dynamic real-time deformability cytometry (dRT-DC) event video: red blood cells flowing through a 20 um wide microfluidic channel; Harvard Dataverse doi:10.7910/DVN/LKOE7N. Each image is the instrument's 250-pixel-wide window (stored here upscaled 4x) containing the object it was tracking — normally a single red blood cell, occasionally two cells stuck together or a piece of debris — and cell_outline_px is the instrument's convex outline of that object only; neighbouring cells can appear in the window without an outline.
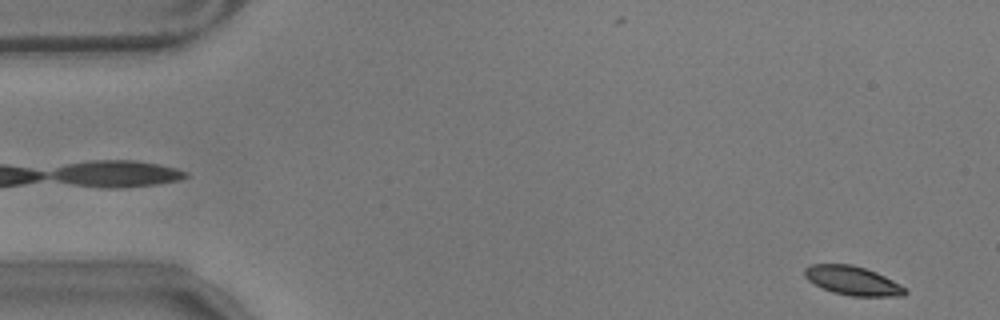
{"species": "common noctule bat (a hibernating species)", "species_latin": "Nyctalus noctula", "temperature_condition": "warm", "stored_images_in_passage": 21, "camera_frame_rate_fps": 3000, "um_per_image_px": 0.085, "animal": {"sex": "male", "body_mass_g": 17.9}, "frame": {"image": 1, "passage_image": 2, "time_ms": 0.333, "image_size_px": [1000, 320], "cell_outline_px": [[908, 292], [904, 296], [852, 296], [832, 292], [808, 280], [804, 276], [804, 268], [812, 264], [852, 264], [876, 272], [908, 288]], "centroid_in_image_um": [72.5, 23.86], "position_along_channel_um": 12.5, "area_um2": 16.94}}
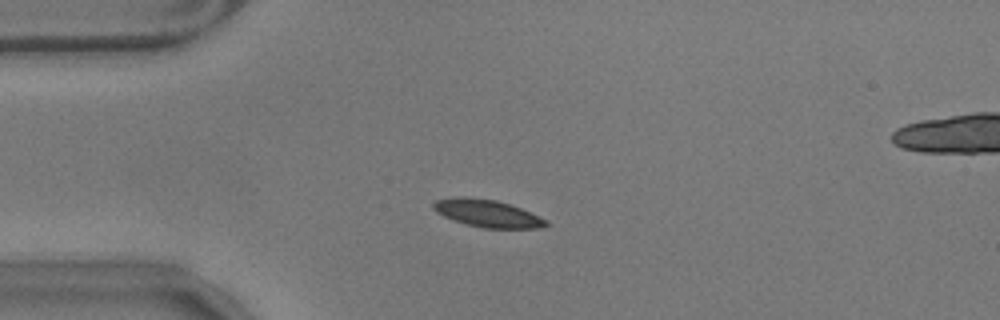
{"frame": {"image": 2, "passage_image": 13, "time_ms": 4.0, "image_size_px": [1000, 320], "cell_outline_px": [[548, 224], [536, 228], [484, 228], [468, 224], [444, 216], [436, 212], [432, 208], [432, 204], [436, 200], [456, 196], [464, 196], [496, 200], [520, 208], [548, 220]], "centroid_in_image_um": [41.39, 18.12], "position_along_channel_um": 43.6, "area_um2": 17.74}}